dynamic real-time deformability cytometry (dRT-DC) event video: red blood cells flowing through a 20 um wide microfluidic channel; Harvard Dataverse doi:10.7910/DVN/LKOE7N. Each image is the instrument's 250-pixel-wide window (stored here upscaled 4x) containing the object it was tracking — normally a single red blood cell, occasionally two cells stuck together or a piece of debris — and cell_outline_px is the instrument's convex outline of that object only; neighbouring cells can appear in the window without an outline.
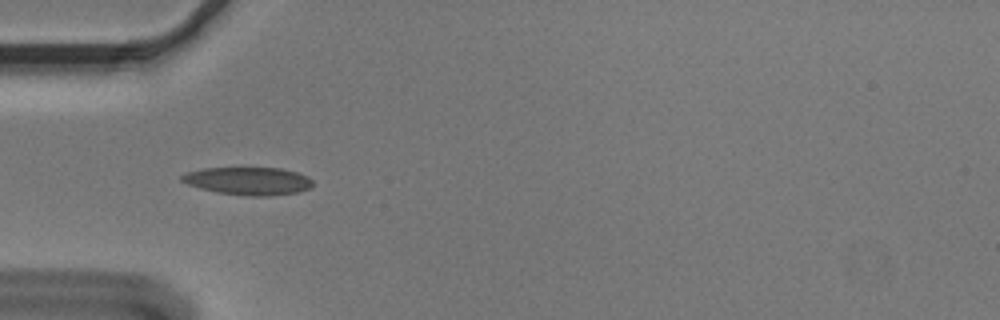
{"species": "Egyptian fruit bat (a non-hibernating species)", "species_latin": "Rousettus aegyptiacus", "temperature_condition": "cold", "stored_images_in_passage": 7, "camera_frame_rate_fps": 3000, "um_per_image_px": 0.085, "animal": {"sex": "male"}, "frame": {"image": 1, "passage_image": 1, "time_ms": 0.0, "image_size_px": [1000, 320], "cell_outline_px": [[312, 188], [300, 192], [268, 196], [248, 196], [216, 192], [200, 188], [188, 184], [180, 180], [180, 176], [188, 172], [204, 168], [280, 168], [296, 172], [308, 176], [312, 180]], "centroid_in_image_um": [21.13, 15.39], "position_along_channel_um": 63.9, "area_um2": 21.27}}
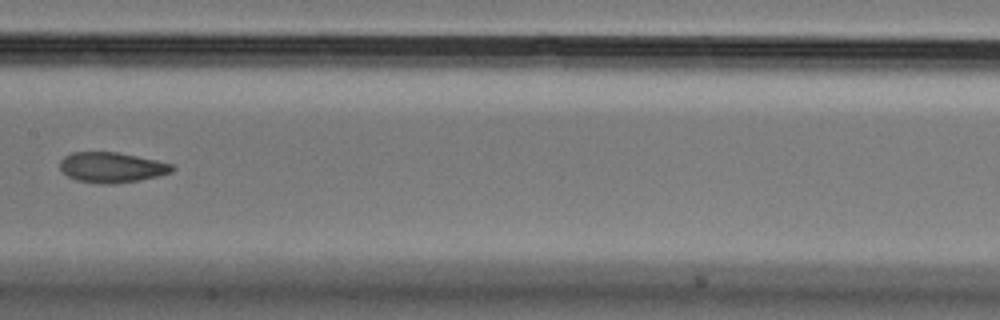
{"frame": {"image": 2, "passage_image": 4, "time_ms": 1.0, "image_size_px": [1000, 320], "cell_outline_px": [[176, 168], [172, 172], [156, 176], [136, 180], [112, 184], [76, 180], [68, 176], [60, 168], [60, 160], [64, 156], [72, 152], [120, 152], [156, 160], [172, 164]], "centroid_in_image_um": [9.49, 14.2], "position_along_channel_um": 197.9, "area_um2": 19.59}}
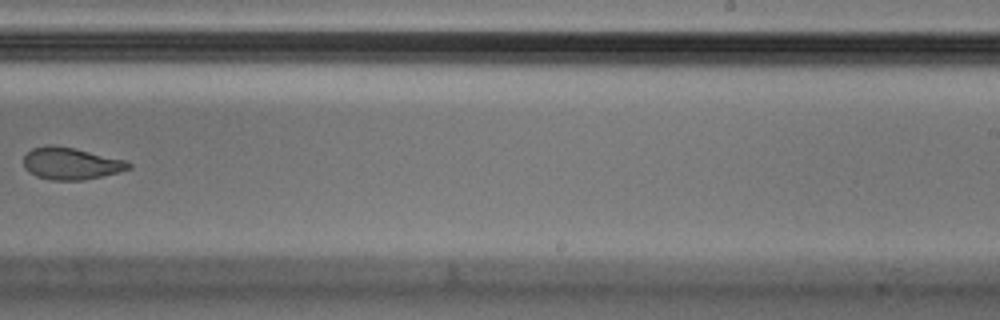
{"frame": {"image": 3, "passage_image": 6, "time_ms": 1.667, "image_size_px": [1000, 320], "cell_outline_px": [[132, 168], [120, 172], [80, 180], [52, 180], [36, 176], [28, 172], [24, 168], [24, 156], [32, 148], [48, 144], [52, 144], [72, 148], [124, 160], [132, 164]], "centroid_in_image_um": [5.99, 13.9], "position_along_channel_um": 283.0, "area_um2": 19.42}}